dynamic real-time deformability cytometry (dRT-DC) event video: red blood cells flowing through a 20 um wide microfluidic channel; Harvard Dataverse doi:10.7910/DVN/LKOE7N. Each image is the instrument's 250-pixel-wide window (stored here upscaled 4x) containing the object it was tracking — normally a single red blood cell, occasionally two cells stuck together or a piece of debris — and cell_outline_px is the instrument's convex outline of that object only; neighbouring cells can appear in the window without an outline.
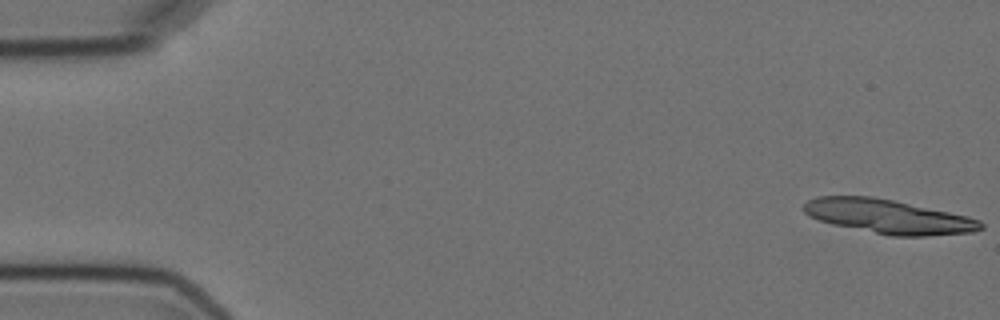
{"species": "Egyptian fruit bat (a non-hibernating species)", "species_latin": "Rousettus aegyptiacus", "temperature_condition": "cold", "stored_images_in_passage": 5, "camera_frame_rate_fps": 3000, "um_per_image_px": 0.085, "animal": {"sex": "female"}, "frame": {"image": 1, "passage_image": 1, "time_ms": 0.0, "image_size_px": [1000, 320], "cell_outline_px": [[984, 228], [972, 232], [928, 236], [888, 236], [832, 224], [808, 216], [800, 208], [808, 200], [816, 196], [872, 196], [892, 200], [968, 216], [980, 220], [984, 224]], "centroid_in_image_um": [75.48, 18.41], "position_along_channel_um": 9.5, "area_um2": 35.32}}
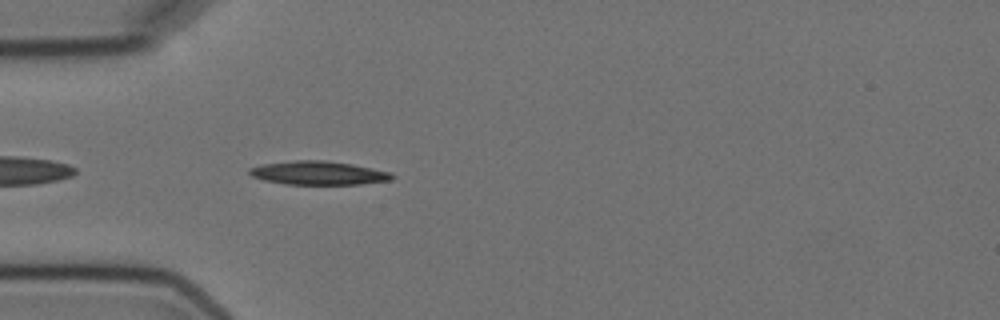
{"frame": {"image": 2, "passage_image": 5, "time_ms": 5.333, "image_size_px": [1000, 320], "cell_outline_px": [[396, 176], [392, 180], [360, 184], [288, 184], [264, 180], [252, 176], [248, 172], [248, 168], [260, 164], [296, 160], [324, 160], [352, 164], [392, 172]], "centroid_in_image_um": [27.08, 14.7], "position_along_channel_um": 57.9, "area_um2": 19.71}}